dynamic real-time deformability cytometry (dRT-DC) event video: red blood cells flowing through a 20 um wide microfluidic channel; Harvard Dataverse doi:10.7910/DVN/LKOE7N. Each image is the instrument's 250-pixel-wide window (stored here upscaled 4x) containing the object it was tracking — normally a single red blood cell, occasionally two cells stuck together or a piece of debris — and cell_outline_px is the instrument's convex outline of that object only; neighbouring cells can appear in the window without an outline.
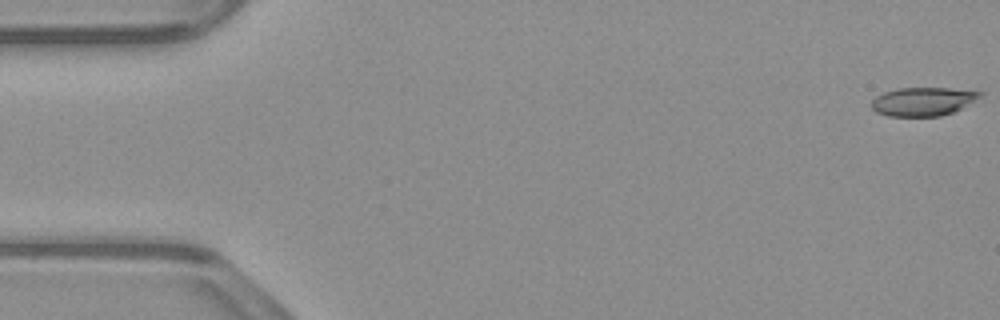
{"species": "common noctule bat (a hibernating species)", "species_latin": "Nyctalus noctula", "temperature_condition": "warm", "stored_images_in_passage": 53, "camera_frame_rate_fps": 3000, "um_per_image_px": 0.085, "animal": {"sex": "male", "body_mass_g": 23.1, "forearm_length_mm": 52.7}, "frame": {"image": 1, "passage_image": 1, "time_ms": 0.0, "image_size_px": [1000, 320], "cell_outline_px": [[984, 92], [980, 96], [960, 108], [952, 112], [940, 116], [888, 116], [876, 112], [872, 108], [872, 100], [876, 96], [884, 92], [900, 88], [948, 88]], "centroid_in_image_um": [78.4, 8.63], "position_along_channel_um": 6.6, "area_um2": 17.74}}
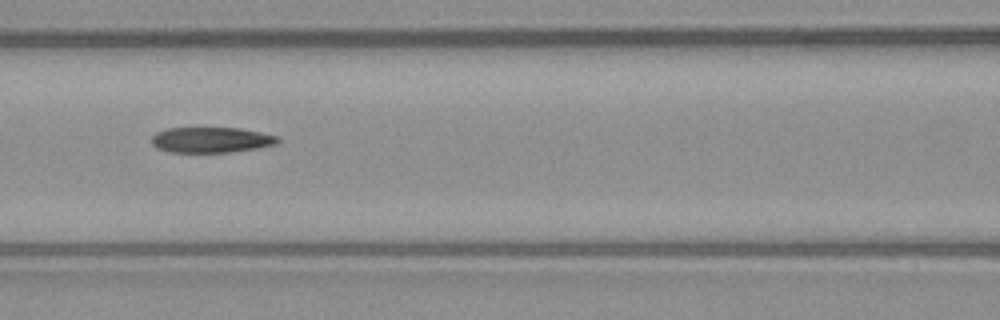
{"frame": {"image": 2, "passage_image": 23, "time_ms": 7.333, "image_size_px": [1000, 320], "cell_outline_px": [[280, 140], [276, 144], [256, 148], [232, 152], [168, 152], [156, 148], [152, 144], [152, 136], [156, 132], [168, 128], [240, 128], [280, 136]], "centroid_in_image_um": [17.95, 11.89], "position_along_channel_um": 148.7, "area_um2": 18.84}}
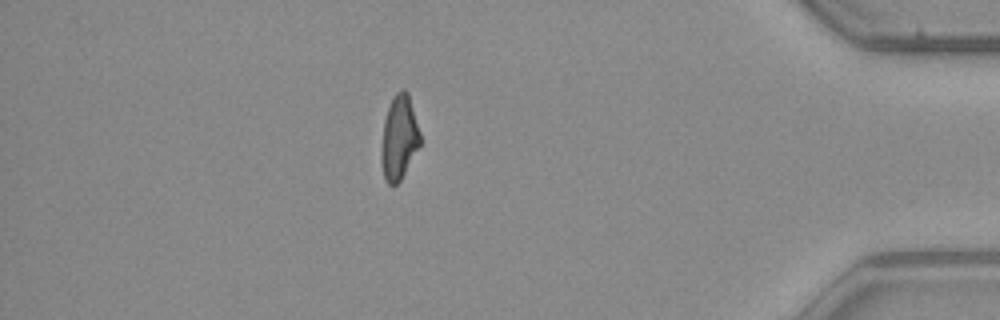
{"frame": {"image": 3, "passage_image": 46, "time_ms": 15.0, "image_size_px": [1000, 320], "cell_outline_px": [[420, 144], [400, 180], [396, 184], [388, 184], [384, 180], [380, 160], [380, 152], [384, 120], [388, 108], [396, 92], [404, 88], [408, 92], [420, 132]], "centroid_in_image_um": [33.9, 11.71], "position_along_channel_um": 401.3, "area_um2": 18.96}, "authors_computed_cell_mechanics": {"area_um2": 19.652, "velocity_mm_per_s": 3.9305, "shape_relaxation_time_tau1_ms": null, "shape_relaxation_time_tau2_ms": 5.0904, "deformation_change_tau1": null, "deformation_change_tau2": 0.1526}}